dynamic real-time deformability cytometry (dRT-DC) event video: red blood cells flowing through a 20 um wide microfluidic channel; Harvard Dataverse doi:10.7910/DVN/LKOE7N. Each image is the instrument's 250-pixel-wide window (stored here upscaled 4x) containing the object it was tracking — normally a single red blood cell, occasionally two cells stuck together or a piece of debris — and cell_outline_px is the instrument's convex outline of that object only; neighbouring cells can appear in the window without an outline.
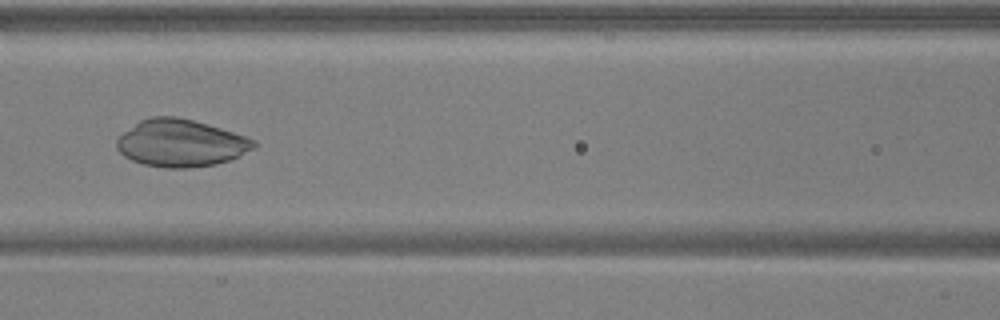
{"species": "common noctule bat (a hibernating species)", "species_latin": "Nyctalus noctula", "temperature_condition": "warm", "stored_images_in_passage": 6, "camera_frame_rate_fps": 3000, "um_per_image_px": 0.085, "animal": {"sex": "male", "body_mass_g": 17.9, "forearm_length_mm": 54.2}, "frame": {"image": 1, "passage_image": 4, "time_ms": 1.0, "image_size_px": [1000, 320], "cell_outline_px": [[256, 148], [228, 160], [216, 164], [188, 168], [164, 168], [144, 164], [132, 160], [124, 156], [116, 148], [116, 140], [124, 132], [140, 120], [152, 116], [176, 116], [192, 120], [220, 128], [256, 140]], "centroid_in_image_um": [15.35, 12.17], "position_along_channel_um": 151.2, "area_um2": 37.51}}
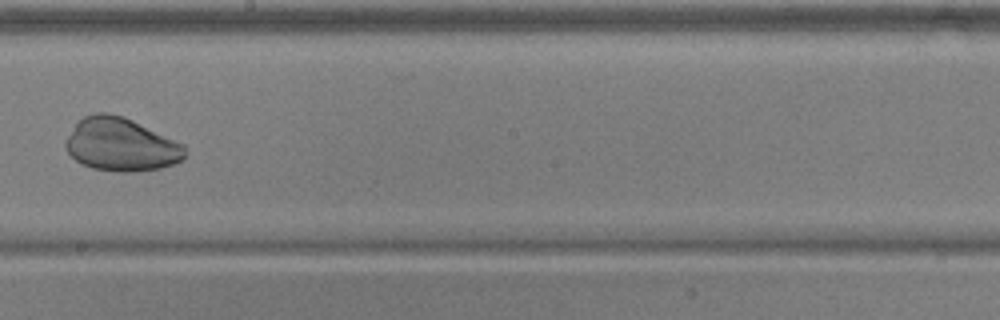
{"frame": {"image": 2, "passage_image": 6, "time_ms": 1.667, "image_size_px": [1000, 320], "cell_outline_px": [[184, 160], [160, 168], [132, 172], [120, 172], [92, 168], [80, 164], [68, 152], [64, 144], [76, 120], [84, 116], [96, 112], [108, 112], [124, 116], [184, 144]], "centroid_in_image_um": [10.25, 12.28], "position_along_channel_um": 237.9, "area_um2": 37.11}}